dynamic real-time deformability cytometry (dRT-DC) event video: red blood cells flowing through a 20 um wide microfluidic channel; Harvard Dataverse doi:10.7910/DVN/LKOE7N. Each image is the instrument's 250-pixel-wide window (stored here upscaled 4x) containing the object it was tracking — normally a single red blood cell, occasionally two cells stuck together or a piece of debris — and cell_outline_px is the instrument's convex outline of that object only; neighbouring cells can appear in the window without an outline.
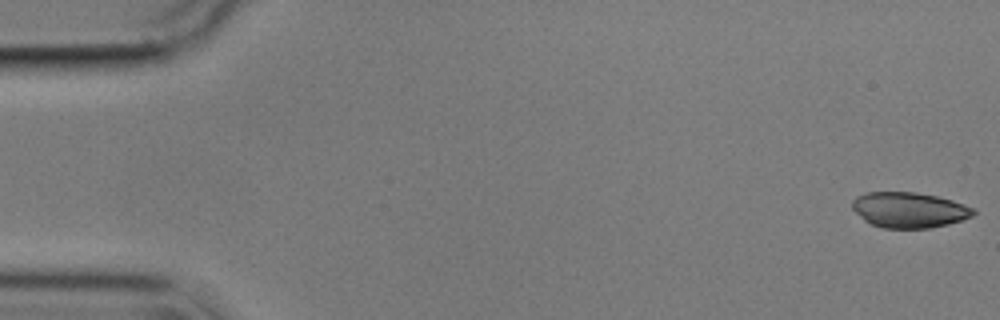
{"species": "common noctule bat (a hibernating species)", "species_latin": "Nyctalus noctula", "temperature_condition": "cold", "stored_images_in_passage": 56, "camera_frame_rate_fps": 3000, "um_per_image_px": 0.085, "animal": {"sex": "male", "body_mass_g": 17.9}, "frame": {"image": 1, "passage_image": 1, "time_ms": 0.0, "image_size_px": [1000, 320], "cell_outline_px": [[976, 212], [972, 216], [948, 224], [928, 228], [880, 228], [864, 220], [852, 208], [852, 200], [856, 196], [868, 192], [916, 192], [936, 196], [952, 200], [976, 208]], "centroid_in_image_um": [77.28, 17.84], "position_along_channel_um": 7.7, "area_um2": 25.09}}
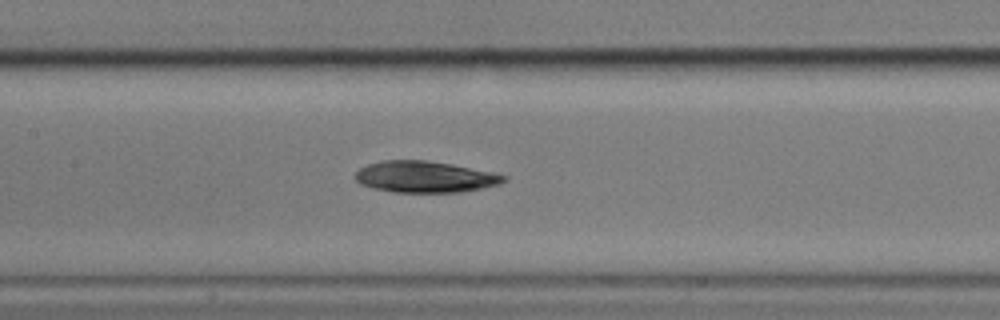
{"frame": {"image": 2, "passage_image": 26, "time_ms": 8.333, "image_size_px": [1000, 320], "cell_outline_px": [[508, 180], [500, 184], [460, 192], [392, 192], [360, 184], [352, 176], [360, 168], [368, 164], [384, 160], [424, 160], [452, 164], [492, 172], [508, 176]], "centroid_in_image_um": [36.12, 15.03], "position_along_channel_um": 171.3, "area_um2": 27.11}}
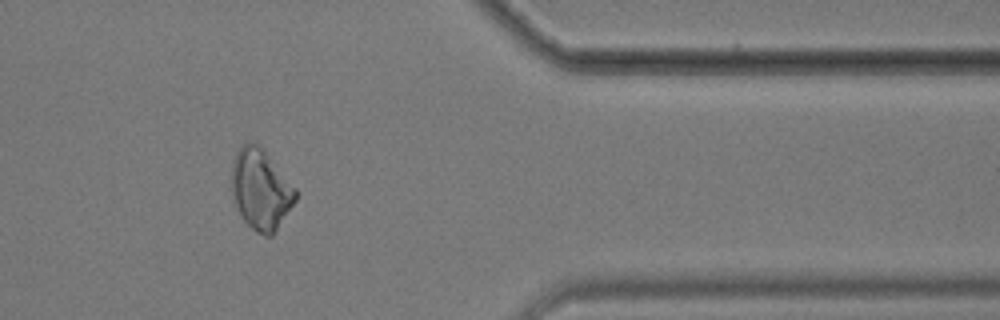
{"frame": {"image": 3, "passage_image": 46, "time_ms": 15.0, "image_size_px": [1000, 320], "cell_outline_px": [[296, 200], [272, 236], [264, 236], [256, 232], [240, 216], [236, 208], [232, 192], [232, 160], [236, 152], [248, 140], [256, 144], [264, 152], [296, 188]], "centroid_in_image_um": [22.14, 16.13], "position_along_channel_um": 389.3, "area_um2": 29.54}}